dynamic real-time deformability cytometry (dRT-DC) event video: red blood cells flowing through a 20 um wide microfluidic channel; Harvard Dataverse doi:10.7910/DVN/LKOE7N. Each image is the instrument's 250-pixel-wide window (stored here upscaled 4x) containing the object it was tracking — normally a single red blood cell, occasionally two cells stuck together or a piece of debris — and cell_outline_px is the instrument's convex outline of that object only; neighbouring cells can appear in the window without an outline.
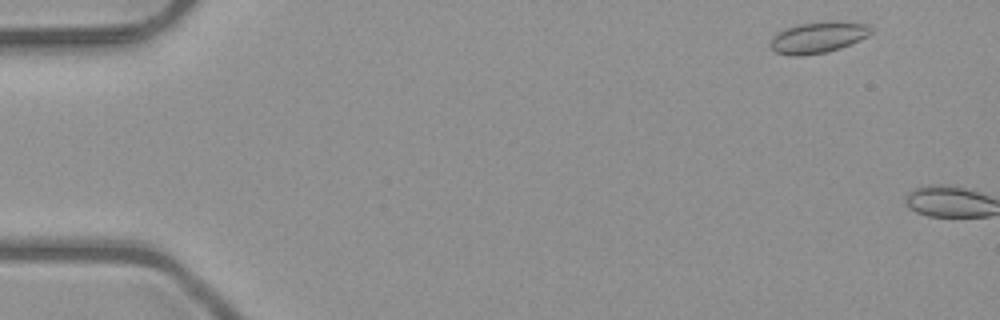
{"species": "common noctule bat (a hibernating species)", "species_latin": "Nyctalus noctula", "temperature_condition": "room temperature", "stored_images_in_passage": 4, "camera_frame_rate_fps": 3000, "um_per_image_px": 0.085, "animal": {"sex": "male", "body_mass_g": 23.1, "forearm_length_mm": 52.7}, "frame": {"image": 1, "passage_image": 3, "time_ms": 0.667, "image_size_px": [1000, 320], "cell_outline_px": [[872, 32], [868, 36], [860, 40], [840, 48], [824, 52], [800, 56], [792, 56], [776, 52], [768, 44], [772, 36], [776, 32], [784, 28], [800, 24], [828, 20], [840, 20], [868, 24], [872, 28]], "centroid_in_image_um": [69.53, 3.15], "position_along_channel_um": 15.5, "area_um2": 18.67}}